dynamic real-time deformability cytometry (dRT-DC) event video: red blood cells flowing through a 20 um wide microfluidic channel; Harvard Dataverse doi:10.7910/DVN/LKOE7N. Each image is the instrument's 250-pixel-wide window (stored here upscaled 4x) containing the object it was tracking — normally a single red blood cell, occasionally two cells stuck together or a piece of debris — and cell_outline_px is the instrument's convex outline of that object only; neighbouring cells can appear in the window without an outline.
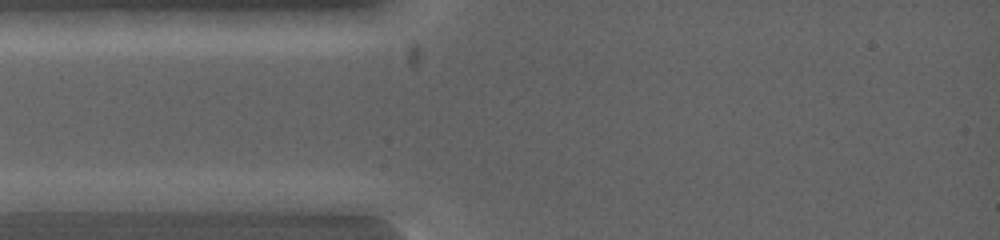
{"species": "common noctule bat (a hibernating species)", "species_latin": "Nyctalus noctula", "temperature_condition": "warm", "stored_images_in_passage": 5, "camera_frame_rate_fps": 5000, "um_per_image_px": 0.085, "animal": {"sex": "female", "body_mass_g": 19.0, "forearm_length_mm": 53.3}, "frame": {"image": 1, "passage_image": 4, "time_ms": 0.4, "image_size_px": [1000, 240], "cell_outline_px": [[184, 200], [164, 208], [132, 212], [40, 216], [16, 212], [12, 200], [32, 192], [164, 192]], "centroid_in_image_um": [7.75, 17.23], "position_along_channel_um": 77.2, "area_um2": 23.58}}